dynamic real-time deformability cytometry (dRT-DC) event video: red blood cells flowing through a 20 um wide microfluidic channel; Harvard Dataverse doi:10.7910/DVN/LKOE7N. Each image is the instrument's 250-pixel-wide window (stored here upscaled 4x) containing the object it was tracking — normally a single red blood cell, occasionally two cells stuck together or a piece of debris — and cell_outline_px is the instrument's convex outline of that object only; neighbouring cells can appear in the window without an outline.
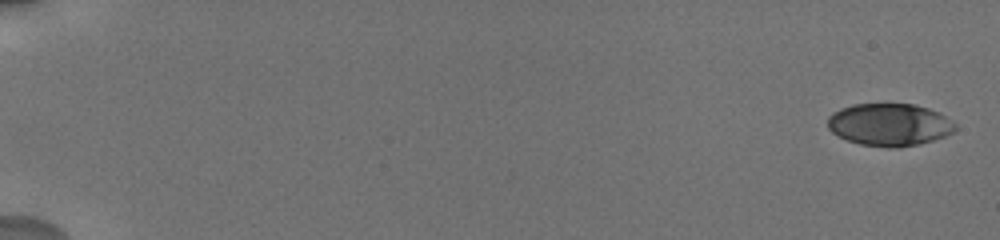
{"species": "human", "species_latin": "Homo sapiens", "temperature_condition": "cold", "stored_images_in_passage": 9, "camera_frame_rate_fps": 3000, "um_per_image_px": 0.085, "donor": {"sex": "male"}, "frame": {"image": 1, "passage_image": 1, "time_ms": 0.0, "image_size_px": [1000, 240], "cell_outline_px": [[956, 128], [952, 132], [944, 136], [920, 144], [896, 148], [888, 148], [860, 144], [848, 140], [832, 132], [828, 128], [828, 116], [832, 112], [840, 108], [852, 104], [916, 104], [940, 112], [952, 120], [956, 124]], "centroid_in_image_um": [75.61, 10.59], "position_along_channel_um": 9.4, "area_um2": 31.73}}
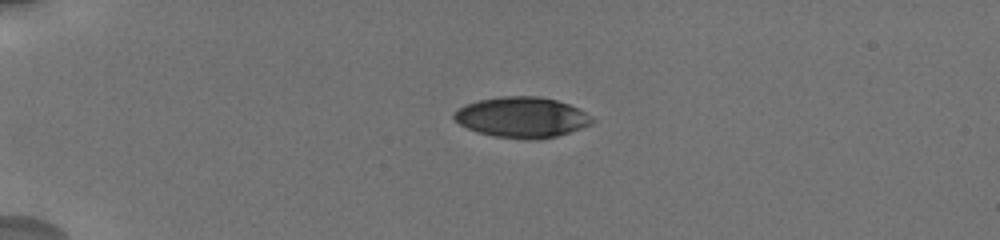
{"frame": {"image": 2, "passage_image": 6, "time_ms": 4.667, "image_size_px": [1000, 240], "cell_outline_px": [[596, 120], [592, 124], [556, 136], [536, 140], [524, 140], [496, 136], [480, 132], [468, 128], [460, 124], [452, 116], [464, 104], [480, 100], [504, 96], [540, 96], [556, 100], [568, 104], [592, 116]], "centroid_in_image_um": [44.38, 9.97], "position_along_channel_um": 40.6, "area_um2": 32.37}}
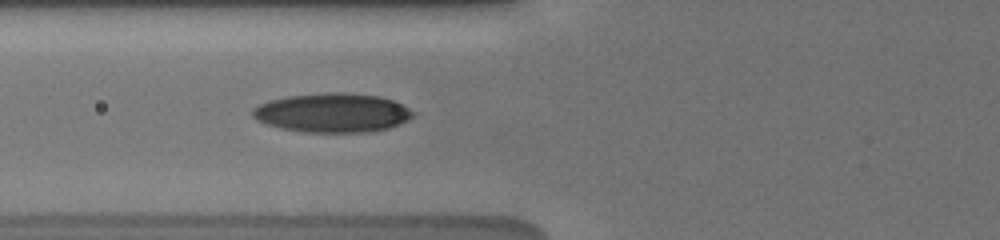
{"frame": {"image": 3, "passage_image": 9, "time_ms": 7.667, "image_size_px": [1000, 240], "cell_outline_px": [[416, 112], [408, 120], [400, 124], [388, 128], [368, 132], [300, 132], [280, 128], [256, 120], [252, 116], [252, 108], [268, 100], [288, 96], [328, 92], [344, 92], [380, 96], [392, 100]], "centroid_in_image_um": [28.24, 9.58], "position_along_channel_um": 97.6, "area_um2": 36.7}}